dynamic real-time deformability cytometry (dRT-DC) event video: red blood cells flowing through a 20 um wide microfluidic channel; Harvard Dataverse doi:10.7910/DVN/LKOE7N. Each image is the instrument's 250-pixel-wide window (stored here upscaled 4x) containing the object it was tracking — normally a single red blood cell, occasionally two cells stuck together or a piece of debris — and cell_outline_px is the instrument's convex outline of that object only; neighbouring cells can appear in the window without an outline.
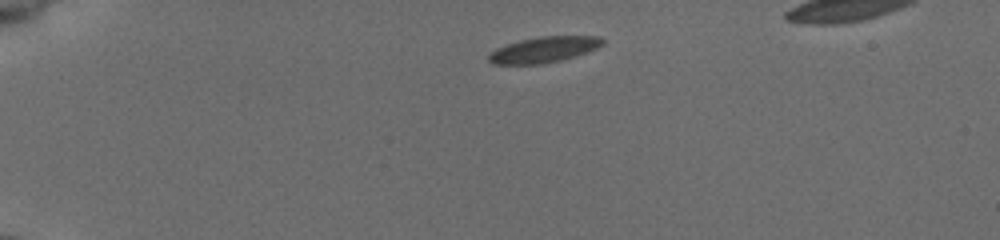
{"species": "common noctule bat (a hibernating species)", "species_latin": "Nyctalus noctula", "temperature_condition": "cold", "stored_images_in_passage": 43, "segment_of_instrument_passage": [1, 2], "camera_frame_rate_fps": 3000, "um_per_image_px": 0.085, "animal": {"sex": "female", "body_mass_g": 19.5, "forearm_length_mm": 54.1}, "frame": {"image": 1, "passage_image": 1, "time_ms": 0.0, "image_size_px": [1000, 240], "cell_outline_px": [[604, 44], [596, 48], [560, 60], [540, 64], [492, 64], [488, 60], [488, 56], [496, 48], [520, 40], [540, 36], [600, 36], [604, 40]], "centroid_in_image_um": [46.21, 4.21], "position_along_channel_um": 38.8, "area_um2": 16.82}}
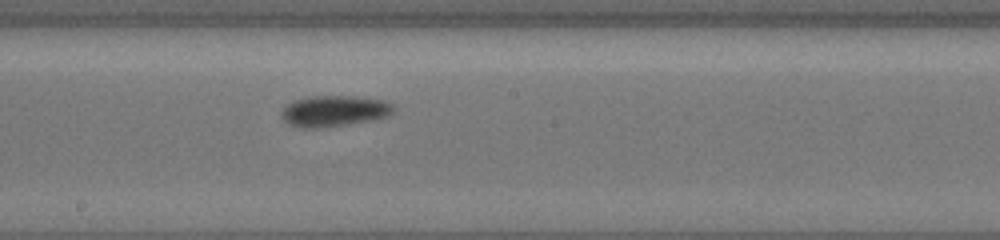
{"frame": {"image": 2, "passage_image": 20, "time_ms": 6.333, "image_size_px": [1000, 240], "cell_outline_px": [[396, 108], [388, 116], [372, 120], [320, 128], [300, 128], [284, 120], [284, 108], [288, 104], [296, 100], [316, 96], [352, 96], [380, 100], [392, 104]], "centroid_in_image_um": [28.46, 9.44], "position_along_channel_um": 219.7, "area_um2": 19.71}}
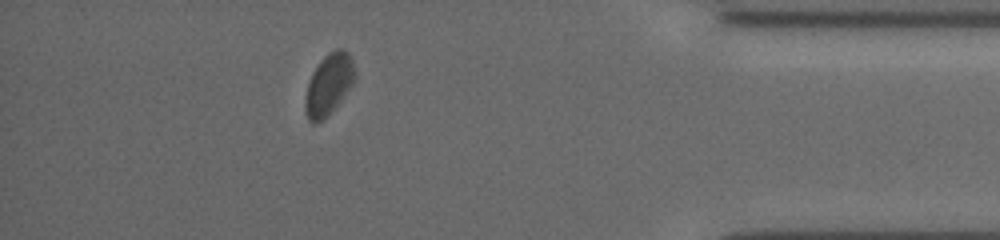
{"frame": {"image": 3, "passage_image": 37, "time_ms": 12.0, "image_size_px": [1000, 240], "cell_outline_px": [[356, 80], [336, 104], [320, 120], [312, 124], [308, 120], [304, 104], [304, 100], [308, 84], [312, 72], [320, 60], [328, 52], [336, 48], [344, 48], [348, 52], [352, 60], [356, 76]], "centroid_in_image_um": [27.94, 7.1], "position_along_channel_um": 407.3, "area_um2": 17.4}}